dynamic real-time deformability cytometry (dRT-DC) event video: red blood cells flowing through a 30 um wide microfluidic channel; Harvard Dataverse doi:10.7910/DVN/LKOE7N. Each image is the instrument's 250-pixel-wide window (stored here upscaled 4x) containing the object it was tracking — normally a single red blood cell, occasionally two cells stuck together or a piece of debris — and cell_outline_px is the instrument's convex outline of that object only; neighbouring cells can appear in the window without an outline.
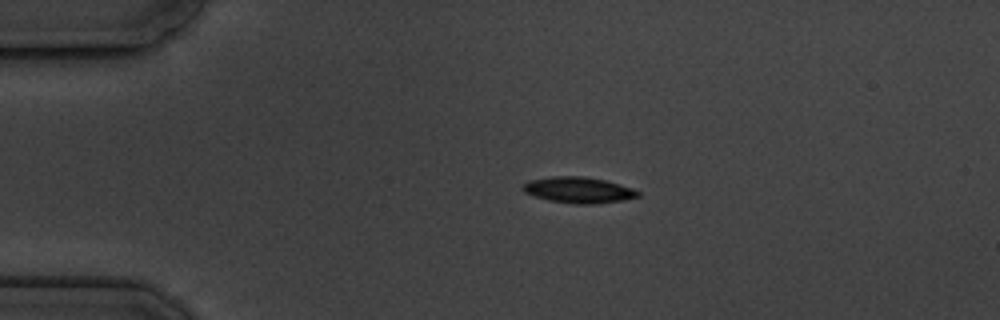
{"species": "common noctule bat (a hibernating species)", "species_latin": "Nyctalus noctula", "temperature_condition": "cold", "stored_images_in_passage": 4, "camera_frame_rate_fps": 3000, "um_per_image_px": 0.085, "animal": {"sex": "male", "body_mass_g": 19.5, "forearm_length_mm": 54.6}, "frame": {"image": 1, "passage_image": 2, "time_ms": 2.0, "image_size_px": [1000, 320], "cell_outline_px": [[640, 196], [620, 200], [592, 204], [576, 204], [548, 200], [524, 192], [520, 188], [528, 180], [552, 176], [584, 176], [604, 180], [632, 188], [640, 192]], "centroid_in_image_um": [49.13, 16.14], "position_along_channel_um": 35.9, "area_um2": 17.28}}
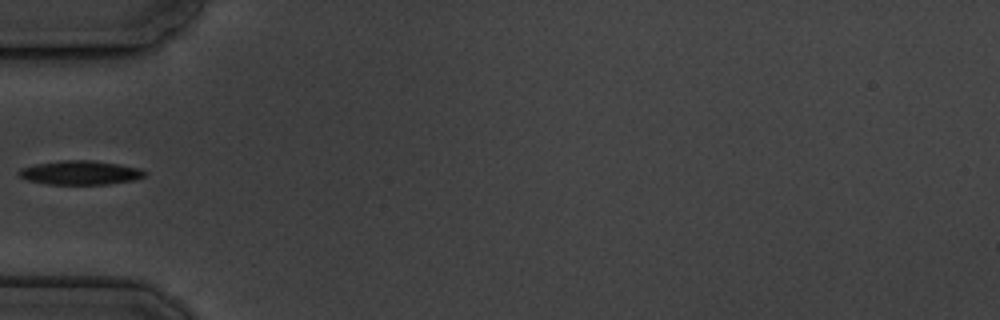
{"frame": {"image": 2, "passage_image": 4, "time_ms": 4.333, "image_size_px": [1000, 320], "cell_outline_px": [[148, 172], [144, 176], [136, 180], [108, 184], [48, 184], [28, 180], [20, 176], [16, 172], [20, 168], [36, 164], [64, 160], [92, 160], [120, 164], [140, 168]], "centroid_in_image_um": [6.86, 14.67], "position_along_channel_um": 78.1, "area_um2": 17.69}}